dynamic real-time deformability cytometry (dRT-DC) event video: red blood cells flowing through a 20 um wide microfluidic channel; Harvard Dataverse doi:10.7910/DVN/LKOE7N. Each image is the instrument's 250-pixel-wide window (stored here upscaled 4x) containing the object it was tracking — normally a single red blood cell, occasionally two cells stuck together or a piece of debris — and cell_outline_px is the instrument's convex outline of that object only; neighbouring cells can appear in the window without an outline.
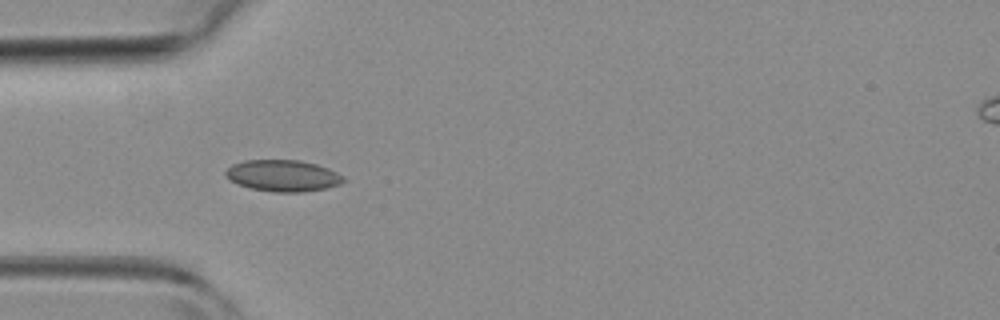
{"species": "common noctule bat (a hibernating species)", "species_latin": "Nyctalus noctula", "temperature_condition": "room temperature", "stored_images_in_passage": 4, "camera_frame_rate_fps": 3000, "um_per_image_px": 0.085, "animal": {"sex": "female", "body_mass_g": 19.3, "forearm_length_mm": 54.1}, "frame": {"image": 1, "passage_image": 3, "time_ms": 2.333, "image_size_px": [1000, 320], "cell_outline_px": [[348, 180], [340, 184], [328, 188], [304, 192], [272, 192], [252, 188], [236, 184], [228, 180], [224, 176], [224, 172], [232, 164], [244, 160], [300, 160], [316, 164], [328, 168], [344, 176]], "centroid_in_image_um": [24.05, 14.94], "position_along_channel_um": 61.0, "area_um2": 21.96}}
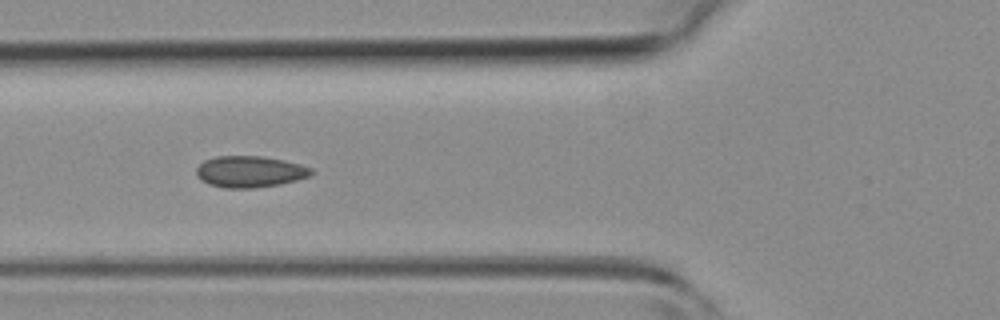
{"frame": {"image": 2, "passage_image": 4, "time_ms": 3.333, "image_size_px": [1000, 320], "cell_outline_px": [[312, 172], [308, 176], [296, 180], [280, 184], [252, 188], [224, 188], [208, 184], [200, 180], [196, 176], [196, 168], [204, 160], [216, 156], [260, 156], [284, 160], [300, 164], [312, 168]], "centroid_in_image_um": [21.19, 14.59], "position_along_channel_um": 104.6, "area_um2": 21.04}}